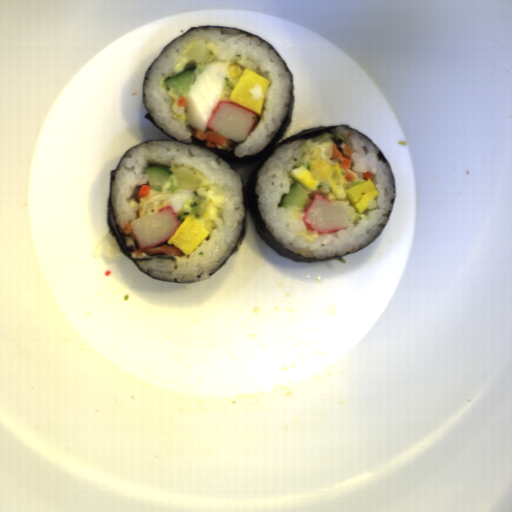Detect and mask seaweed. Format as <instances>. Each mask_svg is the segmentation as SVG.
Wrapping results in <instances>:
<instances>
[{
    "label": "seaweed",
    "instance_id": "1faa68ee",
    "mask_svg": "<svg viewBox=\"0 0 512 512\" xmlns=\"http://www.w3.org/2000/svg\"><path fill=\"white\" fill-rule=\"evenodd\" d=\"M206 27H219V28H233L241 33H243L246 36H256L260 41H266L268 45L270 46L269 49H274L276 55L281 58L285 70L290 72V93H289V103H288V109L287 114L278 130V132L275 134V136L271 139V141L268 143V145L265 147L264 150L260 151L257 154H251V155H243V156H236L233 151L236 146H238L240 143H236L234 141H231L229 139L225 140L224 146H219L216 144L215 149L206 148L205 143L206 141L199 140L196 136H194L191 133V139L192 142L187 143L181 140H178L172 136H170L163 128H160L158 125L155 124L152 116L146 109V107L143 104V85L146 81L147 76L146 72L141 80V100H142V106L146 110L147 114L144 119L149 121L154 127H156L161 133H163L168 138H154L151 140L144 141L138 145H135L131 147L129 150H127L123 156L120 158L117 166L115 169L110 170L109 175V184H108V196H107V212H106V223L107 227L116 241L119 249L122 251V253L133 263L135 264L144 274L150 276L151 278L157 280V281H164V282H170V283H179L181 281L178 280V278L174 279H161L156 278L153 275H151L149 269L144 271L138 264L137 260H147V259H172L174 264V270H179V263L175 257V255L165 254V253H153L151 255L145 254L142 252L141 255H137L134 250H139L140 247L131 232V234L126 235L124 228L119 226L117 224V213L116 209L113 205V181L116 179L118 168L125 157L134 156L133 151L136 146L142 145V144H148L150 141H172L187 145H195L202 147L215 155L218 156V158L222 159L226 163L229 164V168L237 172L241 178L240 180V186H241V197H242V205H243V217L240 219V231L238 233L237 239L235 241V244L232 248V250L229 252V254L226 256L222 264L219 268L215 269L214 271L208 273L209 276H213L227 261H229L239 250L245 236L246 231V210L248 211L252 225L256 233L261 237V239L269 246L271 247L278 255L285 259H289L293 262H301V263H318V262H327L331 260H337L341 263H347L345 259L342 257L345 254H341L338 256L330 257V258H307L305 256H302L300 254H297L293 251L288 250L281 244L277 242L269 228L267 227L264 218L261 214V211L259 209V203L260 198L256 192V186H257V177L258 172L262 168V166L265 164V162L275 153L278 146L286 145L294 140H311L312 142H325L330 141L331 145H336L338 148L344 150L341 142L336 138L335 132L338 128H350L351 130L357 132L360 134L364 139H366L374 148H376L379 152L377 153L375 159L382 161L386 164H390L382 152V150L379 148L377 143L373 141L371 138H369L364 133L358 131L357 129L347 126V125H324V126H316V127H310L305 130H302L295 135L286 138L284 140L280 139L285 134L293 114L294 109V98H295V86H294V79H293V73L290 70L289 66L283 59V57L280 55L278 50L274 45L269 43L264 38L255 35L253 33H250L248 31H245L243 29L231 27V26H202V27H190L185 32L180 34L175 39L182 37L192 29H199V28H206ZM173 39V40H175ZM172 40V41H173ZM170 41L167 43L164 48L161 50V52L157 55V57L153 60V62L149 65L146 71L152 68L154 63L157 61L159 56L162 54V52L165 50V48L172 42ZM187 129L189 132H191V129L193 127L190 126V124L187 125ZM348 264V263H347Z\"/></svg>",
    "mask_w": 512,
    "mask_h": 512
},
{
    "label": "seaweed",
    "instance_id": "7513b1e5",
    "mask_svg": "<svg viewBox=\"0 0 512 512\" xmlns=\"http://www.w3.org/2000/svg\"><path fill=\"white\" fill-rule=\"evenodd\" d=\"M392 190L397 191L395 174H392Z\"/></svg>",
    "mask_w": 512,
    "mask_h": 512
},
{
    "label": "seaweed",
    "instance_id": "45ffbabd",
    "mask_svg": "<svg viewBox=\"0 0 512 512\" xmlns=\"http://www.w3.org/2000/svg\"><path fill=\"white\" fill-rule=\"evenodd\" d=\"M394 203H395V200L394 198L393 199H389V204H392L391 205V208L388 212H386L382 217H387L385 223H381V224H377L382 230L377 234V236L373 239V240H377L379 238V236L383 233V231L385 230L390 218H391V214H392V211H393V207H394ZM372 240V241H373Z\"/></svg>",
    "mask_w": 512,
    "mask_h": 512
}]
</instances>
